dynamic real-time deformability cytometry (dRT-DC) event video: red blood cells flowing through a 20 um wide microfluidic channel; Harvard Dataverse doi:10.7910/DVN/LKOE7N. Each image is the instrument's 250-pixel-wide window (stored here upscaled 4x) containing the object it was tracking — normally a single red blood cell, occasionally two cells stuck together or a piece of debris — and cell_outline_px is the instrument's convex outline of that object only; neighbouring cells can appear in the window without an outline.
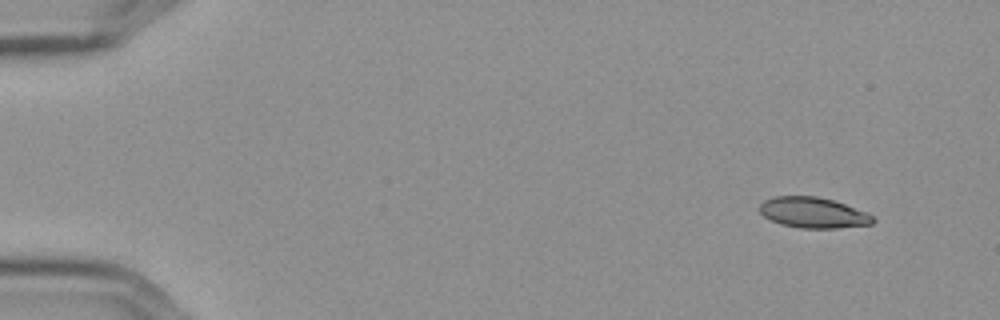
{"species": "Egyptian fruit bat (a non-hibernating species)", "species_latin": "Rousettus aegyptiacus", "temperature_condition": "cold", "stored_images_in_passage": 8, "camera_frame_rate_fps": 3000, "um_per_image_px": 0.085, "frame": {"image": 1, "passage_image": 1, "time_ms": 0.0, "image_size_px": [1000, 320], "cell_outline_px": [[876, 220], [872, 224], [836, 228], [800, 228], [780, 224], [764, 216], [760, 212], [760, 204], [764, 200], [772, 196], [816, 196], [832, 200], [844, 204], [864, 212], [872, 216]], "centroid_in_image_um": [69.08, 18.07], "position_along_channel_um": 15.9, "area_um2": 20.06}}
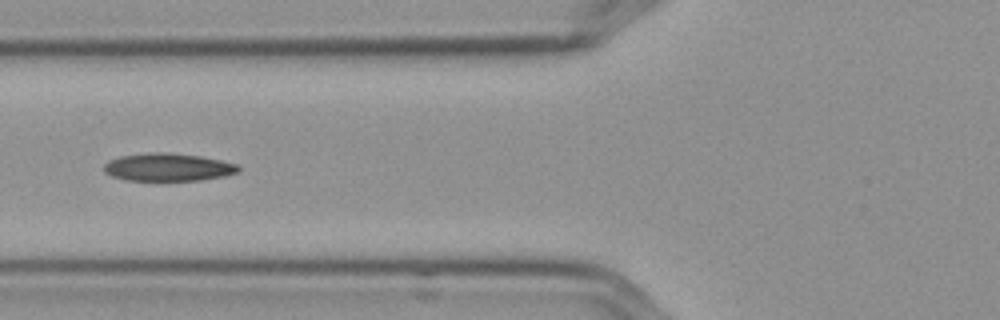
{"frame": {"image": 2, "passage_image": 6, "time_ms": 1.667, "image_size_px": [1000, 320], "cell_outline_px": [[240, 172], [224, 176], [200, 180], [124, 180], [112, 176], [104, 172], [104, 164], [108, 160], [120, 156], [148, 152], [172, 152], [200, 156], [220, 160], [236, 164], [240, 168]], "centroid_in_image_um": [14.26, 14.2], "position_along_channel_um": 111.5, "area_um2": 21.91}}
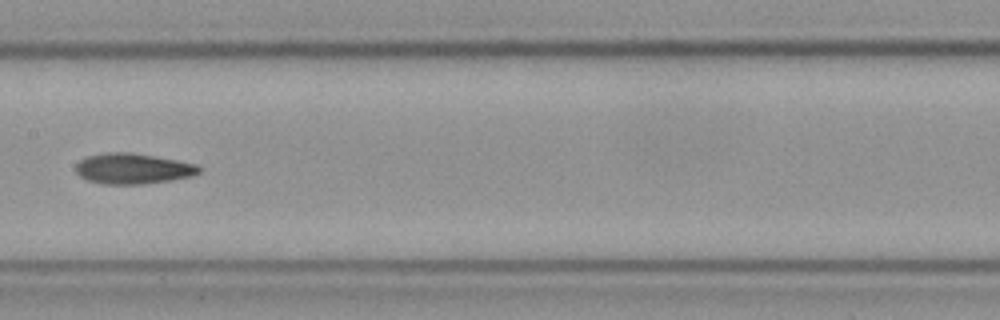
{"frame": {"image": 3, "passage_image": 8, "time_ms": 2.333, "image_size_px": [1000, 320], "cell_outline_px": [[200, 172], [192, 176], [172, 180], [144, 184], [100, 184], [88, 180], [80, 176], [76, 172], [76, 164], [80, 160], [88, 156], [108, 152], [128, 152], [176, 160], [196, 164], [200, 168]], "centroid_in_image_um": [11.28, 14.34], "position_along_channel_um": 196.1, "area_um2": 21.85}}